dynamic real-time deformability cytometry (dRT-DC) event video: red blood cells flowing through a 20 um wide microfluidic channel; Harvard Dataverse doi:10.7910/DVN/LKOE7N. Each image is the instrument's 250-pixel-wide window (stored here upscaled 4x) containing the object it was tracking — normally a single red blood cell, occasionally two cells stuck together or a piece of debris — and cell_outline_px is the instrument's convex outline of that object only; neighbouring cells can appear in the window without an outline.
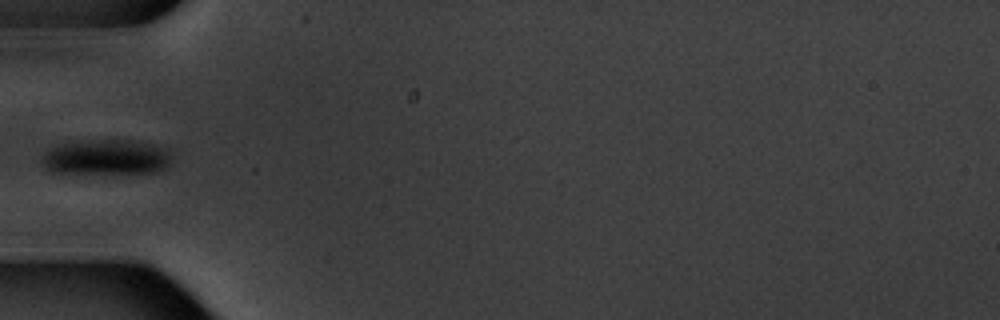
{"species": "common noctule bat (a hibernating species)", "species_latin": "Nyctalus noctula", "temperature_condition": "warm", "stored_images_in_passage": 5, "camera_frame_rate_fps": 3000, "um_per_image_px": 0.085, "animal": {"sex": "male", "body_mass_g": 20.1, "forearm_length_mm": 53.5}, "frame": {"image": 1, "passage_image": 5, "time_ms": 4.667, "image_size_px": [1000, 320], "cell_outline_px": [[172, 160], [164, 168], [156, 172], [48, 172], [40, 164], [40, 156], [48, 148], [64, 144], [88, 140], [128, 140], [148, 144], [160, 148], [168, 152]], "centroid_in_image_um": [8.91, 13.36], "position_along_channel_um": 76.1, "area_um2": 26.13}}